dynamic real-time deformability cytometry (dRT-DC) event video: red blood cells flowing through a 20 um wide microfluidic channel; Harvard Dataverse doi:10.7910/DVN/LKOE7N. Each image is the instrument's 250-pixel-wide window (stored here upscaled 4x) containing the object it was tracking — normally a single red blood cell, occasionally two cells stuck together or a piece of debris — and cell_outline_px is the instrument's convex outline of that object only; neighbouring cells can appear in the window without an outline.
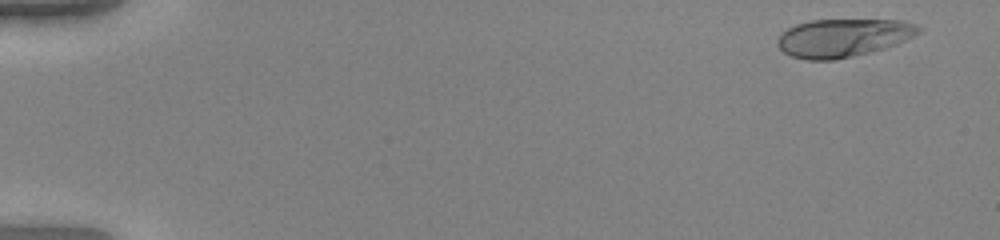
{"species": "human", "species_latin": "Homo sapiens", "temperature_condition": "warm", "stored_images_in_passage": 53, "camera_frame_rate_fps": 3000, "um_per_image_px": 0.085, "donor": {"sex": "female"}, "frame": {"image": 1, "passage_image": 3, "time_ms": 0.667, "image_size_px": [1000, 240], "cell_outline_px": [[924, 28], [920, 32], [896, 44], [884, 48], [852, 56], [832, 60], [804, 60], [792, 56], [784, 52], [776, 44], [776, 40], [780, 32], [796, 24], [812, 20], [904, 20], [916, 24]], "centroid_in_image_um": [71.64, 3.2], "position_along_channel_um": 13.4, "area_um2": 31.39}}
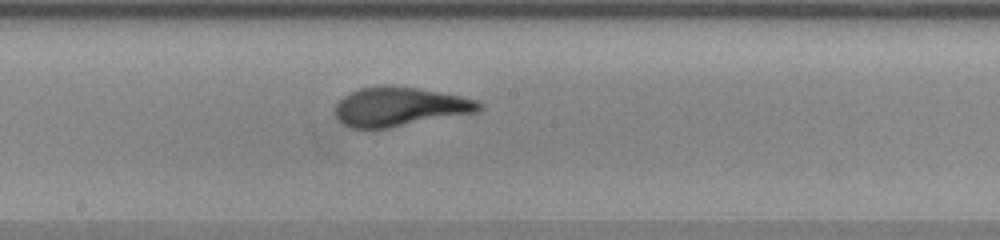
{"frame": {"image": 2, "passage_image": 30, "time_ms": 9.667, "image_size_px": [1000, 240], "cell_outline_px": [[484, 108], [476, 112], [388, 128], [348, 128], [336, 116], [336, 104], [348, 92], [360, 88], [388, 84], [416, 88], [460, 96], [476, 100], [484, 104]], "centroid_in_image_um": [33.96, 9.06], "position_along_channel_um": 214.2, "area_um2": 32.66}}
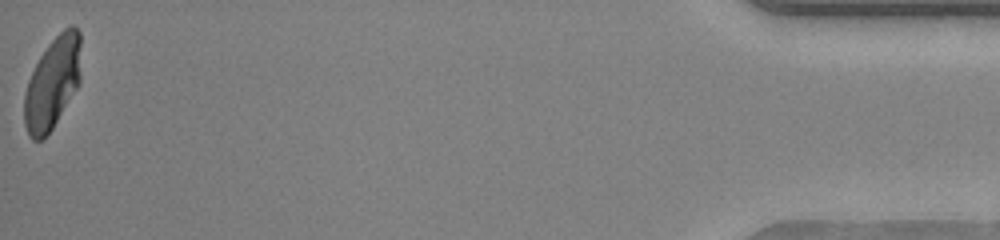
{"frame": {"image": 3, "passage_image": 53, "time_ms": 17.333, "image_size_px": [1000, 240], "cell_outline_px": [[80, 84], [52, 128], [40, 140], [32, 140], [28, 136], [24, 124], [24, 92], [28, 80], [40, 56], [48, 44], [64, 28], [72, 24], [80, 32]], "centroid_in_image_um": [4.46, 7.05], "position_along_channel_um": 430.7, "area_um2": 30.35}, "authors_computed_cell_mechanics": {"area_um2": 31.9634, "velocity_mm_per_s": 3.9611, "shape_relaxation_time_tau1_ms": 5.721, "shape_relaxation_time_tau2_ms": null, "deformation_change_tau1": 0.2877, "deformation_change_tau2": null}}